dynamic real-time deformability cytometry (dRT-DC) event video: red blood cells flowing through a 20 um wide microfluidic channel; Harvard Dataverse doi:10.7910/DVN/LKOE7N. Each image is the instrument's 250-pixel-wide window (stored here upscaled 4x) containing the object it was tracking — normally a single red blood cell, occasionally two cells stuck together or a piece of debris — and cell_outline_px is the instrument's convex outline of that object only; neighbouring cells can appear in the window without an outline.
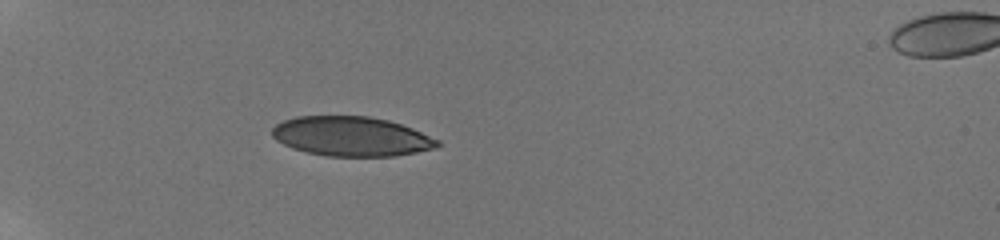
{"species": "human", "species_latin": "Homo sapiens", "temperature_condition": "room temperature", "stored_images_in_passage": 6, "camera_frame_rate_fps": 3000, "um_per_image_px": 0.085, "donor": {"sex": "male"}, "frame": {"image": 1, "passage_image": 5, "time_ms": 5.333, "image_size_px": [1000, 240], "cell_outline_px": [[440, 144], [436, 148], [396, 156], [324, 156], [292, 148], [276, 140], [272, 136], [272, 128], [276, 124], [284, 120], [296, 116], [368, 116], [388, 120], [412, 128], [440, 140]], "centroid_in_image_um": [29.86, 11.59], "position_along_channel_um": 55.1, "area_um2": 38.15}}